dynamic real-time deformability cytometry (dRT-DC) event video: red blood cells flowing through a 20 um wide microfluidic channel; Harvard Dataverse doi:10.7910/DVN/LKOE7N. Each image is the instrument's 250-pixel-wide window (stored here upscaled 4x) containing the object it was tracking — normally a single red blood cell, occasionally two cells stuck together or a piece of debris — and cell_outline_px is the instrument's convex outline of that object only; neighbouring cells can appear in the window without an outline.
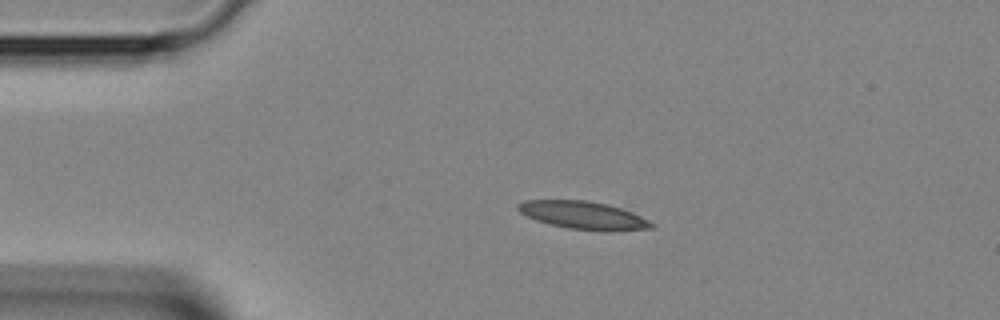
{"species": "Egyptian fruit bat (a non-hibernating species)", "species_latin": "Rousettus aegyptiacus", "temperature_condition": "room temperature", "stored_images_in_passage": 2, "camera_frame_rate_fps": 3000, "um_per_image_px": 0.085, "animal": {"sex": "female"}, "frame": {"image": 1, "passage_image": 2, "time_ms": 0.333, "image_size_px": [1000, 320], "cell_outline_px": [[656, 224], [652, 228], [604, 232], [568, 228], [536, 220], [520, 212], [516, 208], [516, 204], [524, 200], [584, 200], [608, 204], [632, 212]], "centroid_in_image_um": [49.59, 18.3], "position_along_channel_um": 35.4, "area_um2": 21.68}}